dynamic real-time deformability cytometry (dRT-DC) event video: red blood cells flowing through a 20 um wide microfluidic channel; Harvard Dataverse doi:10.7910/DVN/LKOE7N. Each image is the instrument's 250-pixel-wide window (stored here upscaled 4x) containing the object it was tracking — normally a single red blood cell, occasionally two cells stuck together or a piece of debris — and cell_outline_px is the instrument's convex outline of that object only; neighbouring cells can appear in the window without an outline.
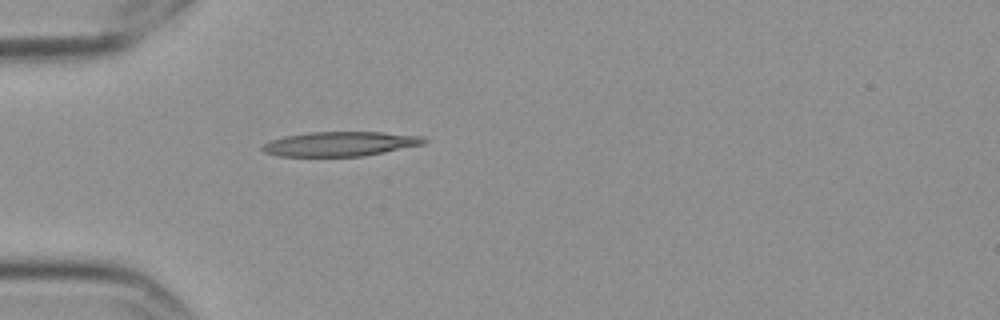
{"species": "Egyptian fruit bat (a non-hibernating species)", "species_latin": "Rousettus aegyptiacus", "temperature_condition": "cold", "stored_images_in_passage": 41, "camera_frame_rate_fps": 3000, "um_per_image_px": 0.085, "frame": {"image": 1, "passage_image": 1, "time_ms": 0.0, "image_size_px": [1000, 320], "cell_outline_px": [[428, 140], [424, 144], [364, 156], [280, 156], [264, 152], [260, 148], [264, 144], [272, 140], [284, 136], [308, 132], [380, 132], [424, 136]], "centroid_in_image_um": [28.93, 12.22], "position_along_channel_um": 56.1, "area_um2": 23.06}}
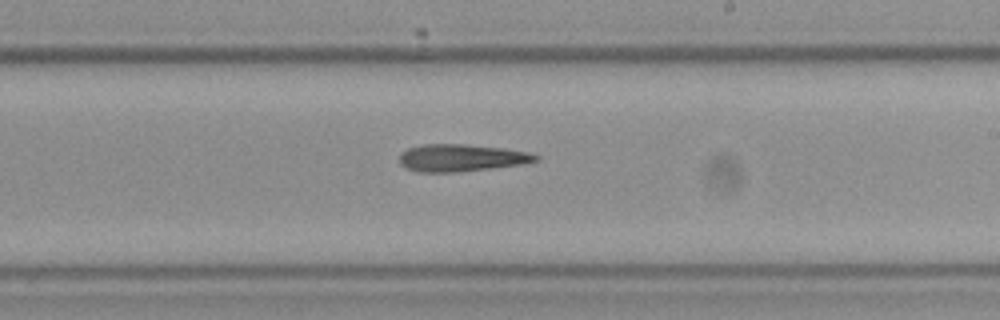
{"frame": {"image": 2, "passage_image": 18, "time_ms": 5.667, "image_size_px": [1000, 320], "cell_outline_px": [[540, 160], [520, 164], [488, 168], [452, 172], [416, 172], [404, 168], [400, 164], [400, 152], [408, 148], [424, 144], [464, 144], [500, 148], [528, 152], [540, 156]], "centroid_in_image_um": [39.15, 13.41], "position_along_channel_um": 249.9, "area_um2": 21.44}}
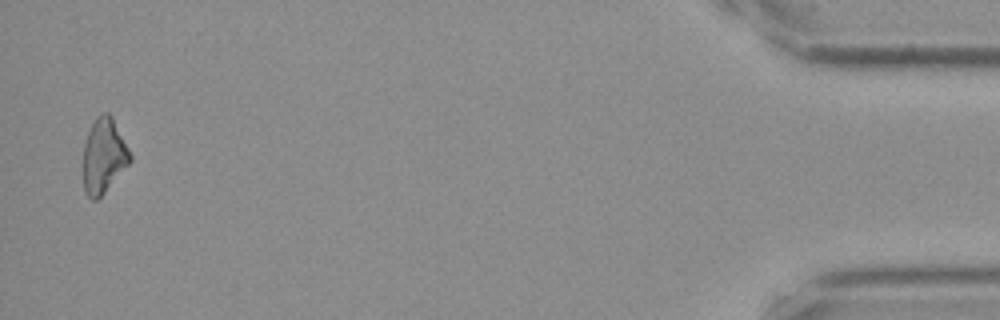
{"frame": {"image": 3, "passage_image": 40, "time_ms": 13.0, "image_size_px": [1000, 320], "cell_outline_px": [[132, 160], [104, 192], [96, 200], [92, 200], [88, 196], [84, 188], [84, 144], [88, 132], [96, 116], [104, 112], [108, 112], [112, 116], [132, 156]], "centroid_in_image_um": [8.82, 13.22], "position_along_channel_um": 426.4, "area_um2": 20.06}, "authors_computed_cell_mechanics": {"area_um2": 21.386, "velocity_mm_per_s": 3.5418, "shape_relaxation_time_tau1_ms": 7.5499, "shape_relaxation_time_tau2_ms": null, "deformation_change_tau1": 0.2245, "deformation_change_tau2": null}}